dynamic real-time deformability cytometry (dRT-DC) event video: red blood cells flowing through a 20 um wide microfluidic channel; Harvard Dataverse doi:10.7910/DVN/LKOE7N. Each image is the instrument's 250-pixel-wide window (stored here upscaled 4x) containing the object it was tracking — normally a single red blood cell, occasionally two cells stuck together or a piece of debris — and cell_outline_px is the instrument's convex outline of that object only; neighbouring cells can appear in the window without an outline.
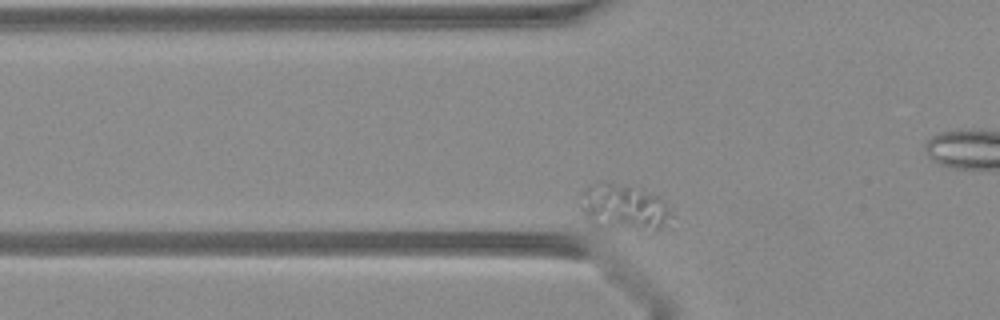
{"species": "Egyptian fruit bat (a non-hibernating species)", "species_latin": "Rousettus aegyptiacus", "temperature_condition": "warm", "stored_images_in_passage": 27, "camera_frame_rate_fps": 3000, "um_per_image_px": 0.085, "animal": {"sex": "female"}, "frame": {"image": 1, "passage_image": 2, "time_ms": 0.333, "image_size_px": [1000, 320], "cell_outline_px": [[668, 212], [664, 224], [656, 232], [648, 236], [596, 228], [588, 220], [580, 208], [576, 196], [580, 192], [592, 184], [612, 184], [640, 188], [660, 196], [664, 200]], "centroid_in_image_um": [52.95, 17.75], "position_along_channel_um": 72.8, "area_um2": 25.78}}
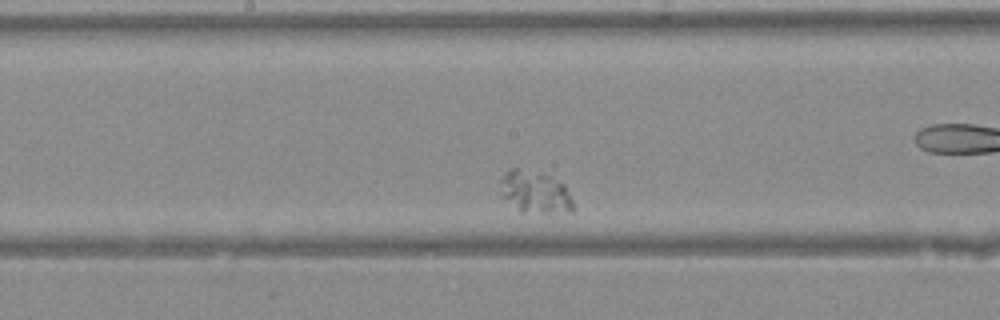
{"frame": {"image": 2, "passage_image": 12, "time_ms": 3.667, "image_size_px": [1000, 320], "cell_outline_px": [[572, 212], [520, 212], [500, 196], [500, 180], [504, 172], [512, 168], [516, 168], [548, 176], [564, 184], [572, 200]], "centroid_in_image_um": [45.42, 16.34], "position_along_channel_um": 202.8, "area_um2": 17.69}}
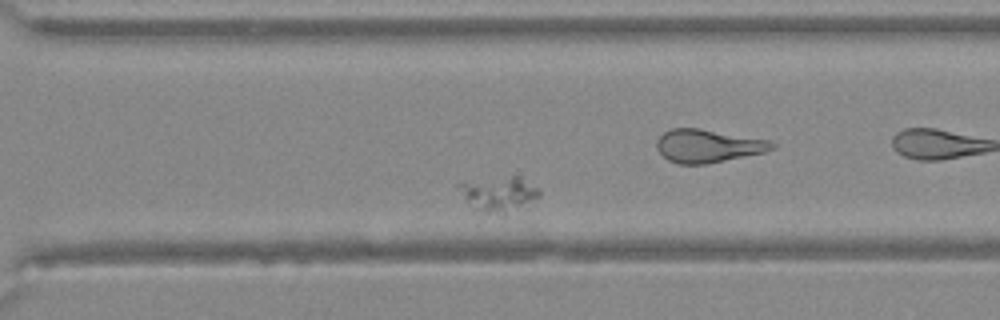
{"frame": {"image": 3, "passage_image": 21, "time_ms": 6.667, "image_size_px": [1000, 320], "cell_outline_px": [[540, 196], [504, 216], [500, 216], [484, 212], [472, 208], [468, 204], [452, 184], [512, 176], [520, 176], [540, 188]], "centroid_in_image_um": [42.36, 16.51], "position_along_channel_um": 328.2, "area_um2": 16.65}}